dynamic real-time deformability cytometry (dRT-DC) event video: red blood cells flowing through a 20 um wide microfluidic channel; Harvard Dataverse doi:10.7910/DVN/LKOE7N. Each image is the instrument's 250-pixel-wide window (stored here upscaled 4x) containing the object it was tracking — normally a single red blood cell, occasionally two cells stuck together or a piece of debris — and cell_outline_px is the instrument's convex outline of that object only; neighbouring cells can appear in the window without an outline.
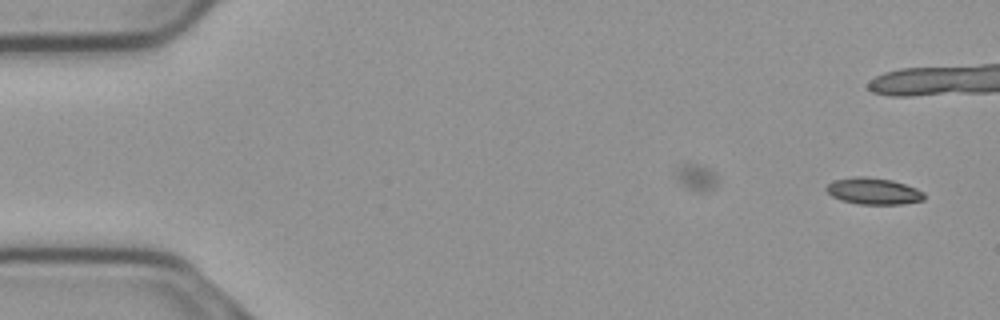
{"species": "common noctule bat (a hibernating species)", "species_latin": "Nyctalus noctula", "temperature_condition": "cold", "stored_images_in_passage": 15, "camera_frame_rate_fps": 3000, "um_per_image_px": 0.085, "animal": {"sex": "male", "body_mass_g": 23.1, "forearm_length_mm": 52.7}, "frame": {"image": 1, "passage_image": 1, "time_ms": 0.0, "image_size_px": [1000, 320], "cell_outline_px": [[924, 200], [900, 204], [860, 204], [840, 200], [832, 196], [824, 188], [828, 184], [836, 180], [856, 176], [864, 176], [892, 180], [916, 188], [924, 192]], "centroid_in_image_um": [74.24, 16.25], "position_along_channel_um": 10.8, "area_um2": 15.03}}